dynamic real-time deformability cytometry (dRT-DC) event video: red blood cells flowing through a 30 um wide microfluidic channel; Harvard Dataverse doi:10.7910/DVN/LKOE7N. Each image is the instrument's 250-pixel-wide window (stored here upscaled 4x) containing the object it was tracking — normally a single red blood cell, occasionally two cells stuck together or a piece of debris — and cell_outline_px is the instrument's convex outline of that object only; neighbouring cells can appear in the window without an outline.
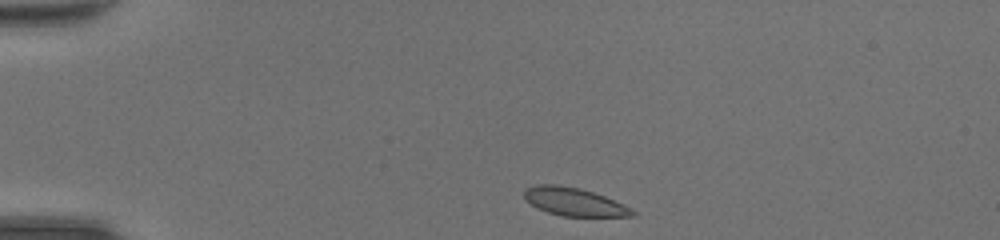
{"species": "common noctule bat (a hibernating species)", "species_latin": "Nyctalus noctula", "temperature_condition": "room temperature", "stored_images_in_passage": 38, "camera_frame_rate_fps": 3000, "um_per_image_px": 0.085, "animal": {"sex": "female", "body_mass_g": 20.0, "forearm_length_mm": 54.0}, "frame": {"image": 1, "passage_image": 1, "time_ms": 0.0, "image_size_px": [1000, 240], "cell_outline_px": [[636, 216], [564, 216], [548, 212], [536, 208], [524, 200], [524, 192], [528, 188], [536, 184], [556, 184], [580, 188], [604, 196], [624, 204], [636, 212]], "centroid_in_image_um": [48.78, 17.15], "position_along_channel_um": 36.2, "area_um2": 17.69}}
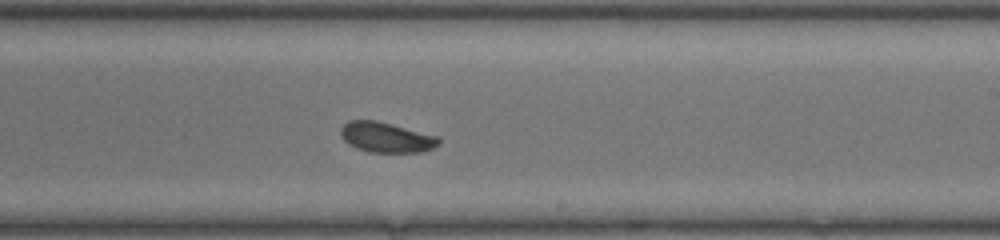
{"frame": {"image": 2, "passage_image": 20, "time_ms": 6.333, "image_size_px": [1000, 240], "cell_outline_px": [[440, 144], [432, 148], [420, 152], [368, 152], [356, 148], [348, 144], [340, 136], [340, 128], [348, 120], [376, 120], [440, 136]], "centroid_in_image_um": [32.82, 11.67], "position_along_channel_um": 256.2, "area_um2": 17.46}}
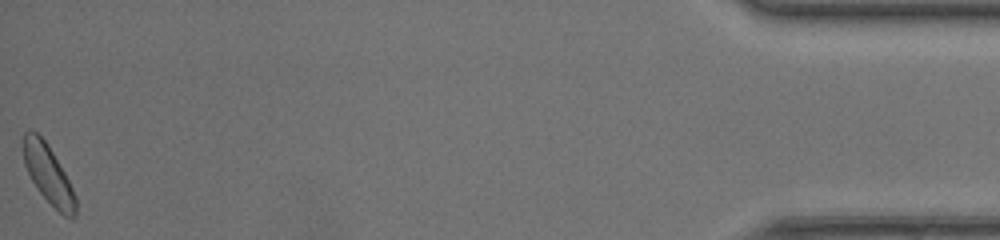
{"frame": {"image": 3, "passage_image": 38, "time_ms": 12.333, "image_size_px": [1000, 240], "cell_outline_px": [[76, 216], [64, 216], [36, 188], [24, 164], [24, 132], [28, 128], [36, 132], [44, 140], [52, 152], [64, 172], [76, 196]], "centroid_in_image_um": [4.1, 14.8], "position_along_channel_um": 431.1, "area_um2": 17.28}, "authors_computed_cell_mechanics": {"area_um2": 17.5423, "velocity_mm_per_s": 4.4059, "shape_relaxation_time_tau1_ms": 1.7812, "shape_relaxation_time_tau2_ms": null, "deformation_change_tau1": 0.0917, "deformation_change_tau2": null}}